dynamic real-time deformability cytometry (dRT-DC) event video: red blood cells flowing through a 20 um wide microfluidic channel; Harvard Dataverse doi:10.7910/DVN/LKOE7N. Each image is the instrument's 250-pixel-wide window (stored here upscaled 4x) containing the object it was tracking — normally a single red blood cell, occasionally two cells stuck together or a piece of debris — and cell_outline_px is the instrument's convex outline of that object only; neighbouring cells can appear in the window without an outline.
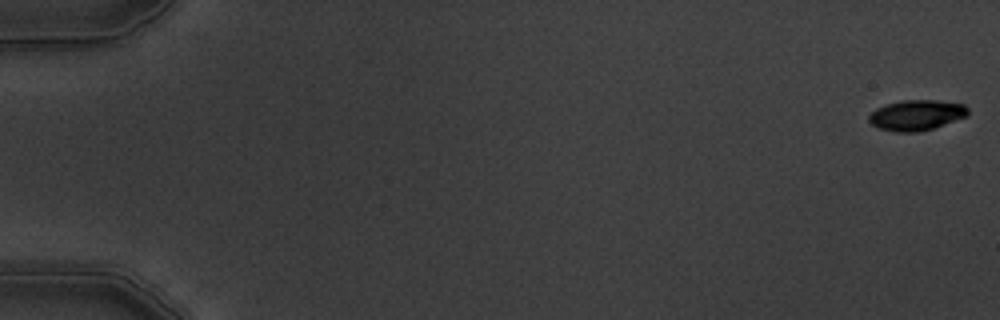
{"species": "common noctule bat (a hibernating species)", "species_latin": "Nyctalus noctula", "temperature_condition": "warm", "stored_images_in_passage": 6, "camera_frame_rate_fps": 3000, "um_per_image_px": 0.085, "animal": {"sex": "male", "body_mass_g": 19.5, "forearm_length_mm": 54.6}, "frame": {"image": 1, "passage_image": 1, "time_ms": 0.0, "image_size_px": [1000, 320], "cell_outline_px": [[968, 116], [920, 132], [896, 132], [876, 128], [868, 120], [868, 116], [876, 108], [900, 100], [936, 100], [964, 104], [968, 108]], "centroid_in_image_um": [77.89, 9.79], "position_along_channel_um": 7.1, "area_um2": 17.63}}
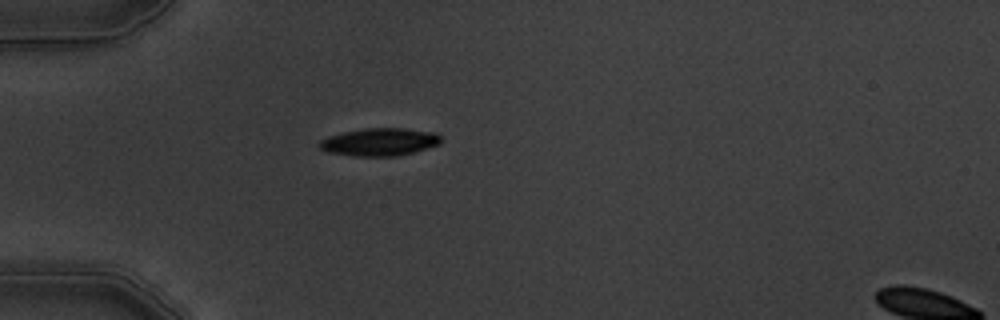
{"frame": {"image": 2, "passage_image": 5, "time_ms": 5.333, "image_size_px": [1000, 320], "cell_outline_px": [[440, 144], [412, 152], [396, 156], [356, 156], [328, 152], [320, 148], [320, 140], [328, 136], [344, 132], [364, 128], [404, 128], [436, 132], [440, 136]], "centroid_in_image_um": [32.27, 12.06], "position_along_channel_um": 52.7, "area_um2": 19.48}}